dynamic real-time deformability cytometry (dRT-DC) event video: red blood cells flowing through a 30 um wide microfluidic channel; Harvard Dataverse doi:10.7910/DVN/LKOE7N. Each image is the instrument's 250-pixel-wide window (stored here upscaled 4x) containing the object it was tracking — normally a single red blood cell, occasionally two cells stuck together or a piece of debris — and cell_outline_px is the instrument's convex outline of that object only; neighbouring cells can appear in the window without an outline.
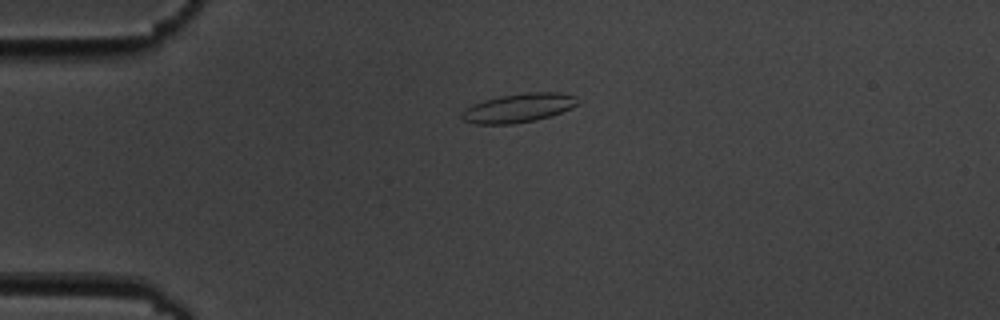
{"species": "common noctule bat (a hibernating species)", "species_latin": "Nyctalus noctula", "temperature_condition": "cold", "stored_images_in_passage": 4, "camera_frame_rate_fps": 3000, "um_per_image_px": 0.085, "animal": {"sex": "male", "body_mass_g": 19.5, "forearm_length_mm": 54.6}, "frame": {"image": 1, "passage_image": 2, "time_ms": 1.0, "image_size_px": [1000, 320], "cell_outline_px": [[580, 104], [572, 108], [552, 116], [536, 120], [512, 124], [476, 124], [464, 120], [460, 116], [460, 112], [464, 108], [472, 104], [484, 100], [500, 96], [524, 92], [560, 92], [576, 96]], "centroid_in_image_um": [44.09, 9.17], "position_along_channel_um": 40.9, "area_um2": 19.88}}